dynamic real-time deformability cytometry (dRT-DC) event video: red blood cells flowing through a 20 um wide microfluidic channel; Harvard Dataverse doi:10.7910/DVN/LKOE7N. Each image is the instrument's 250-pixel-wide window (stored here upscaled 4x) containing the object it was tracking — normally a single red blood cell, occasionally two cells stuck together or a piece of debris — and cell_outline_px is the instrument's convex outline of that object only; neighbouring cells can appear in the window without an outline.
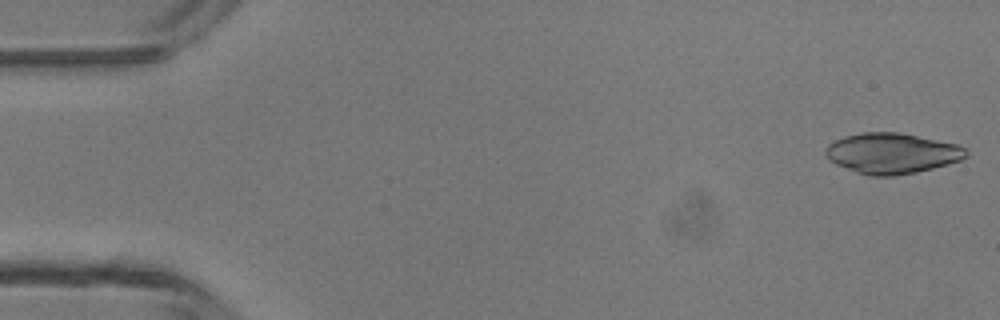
{"species": "common noctule bat (a hibernating species)", "species_latin": "Nyctalus noctula", "temperature_condition": "room temperature", "stored_images_in_passage": 4, "camera_frame_rate_fps": 3000, "um_per_image_px": 0.085, "animal": {"sex": "male", "body_mass_g": 13.3}, "frame": {"image": 1, "passage_image": 1, "time_ms": 0.0, "image_size_px": [1000, 320], "cell_outline_px": [[968, 156], [960, 160], [948, 164], [916, 172], [892, 176], [868, 176], [856, 172], [836, 164], [828, 160], [824, 152], [828, 144], [844, 136], [864, 132], [900, 132], [956, 144], [968, 148]], "centroid_in_image_um": [75.81, 13.03], "position_along_channel_um": 9.2, "area_um2": 33.29}}